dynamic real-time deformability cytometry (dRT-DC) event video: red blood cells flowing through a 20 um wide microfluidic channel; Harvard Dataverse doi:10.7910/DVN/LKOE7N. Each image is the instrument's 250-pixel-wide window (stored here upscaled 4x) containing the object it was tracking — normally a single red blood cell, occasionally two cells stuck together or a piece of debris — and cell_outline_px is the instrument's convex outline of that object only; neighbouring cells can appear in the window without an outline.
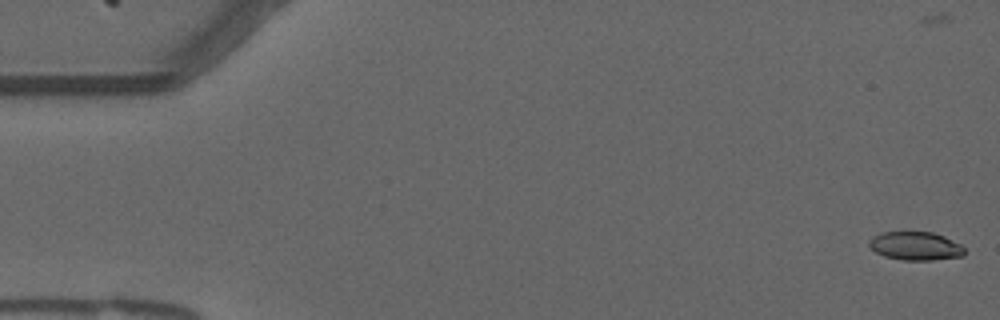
{"species": "common noctule bat (a hibernating species)", "species_latin": "Nyctalus noctula", "temperature_condition": "warm", "stored_images_in_passage": 55, "camera_frame_rate_fps": 3000, "um_per_image_px": 0.085, "animal": {"sex": "male", "forearm_length_mm": 52.5}, "frame": {"image": 1, "passage_image": 1, "time_ms": 0.0, "image_size_px": [1000, 320], "cell_outline_px": [[964, 256], [932, 260], [904, 260], [884, 256], [876, 252], [868, 244], [868, 240], [872, 236], [880, 232], [932, 232], [944, 236], [960, 244], [964, 248]], "centroid_in_image_um": [77.8, 20.9], "position_along_channel_um": 7.2, "area_um2": 15.84}}
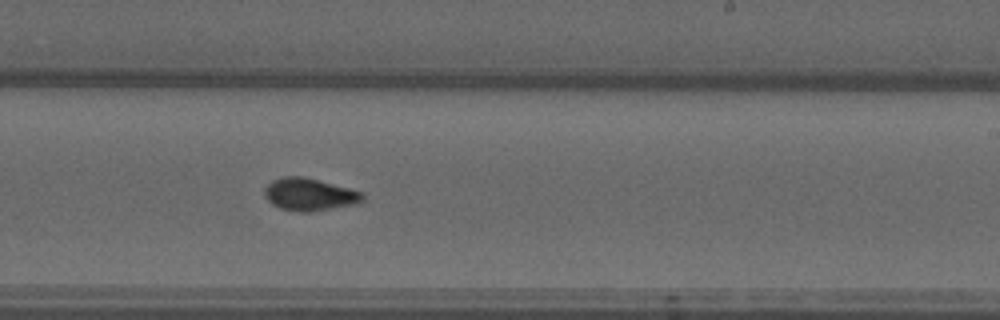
{"frame": {"image": 2, "passage_image": 33, "time_ms": 10.667, "image_size_px": [1000, 320], "cell_outline_px": [[364, 196], [356, 204], [312, 212], [300, 212], [280, 208], [272, 204], [264, 196], [264, 188], [272, 180], [284, 176], [304, 176], [348, 188], [360, 192]], "centroid_in_image_um": [26.25, 16.53], "position_along_channel_um": 262.8, "area_um2": 18.44}}
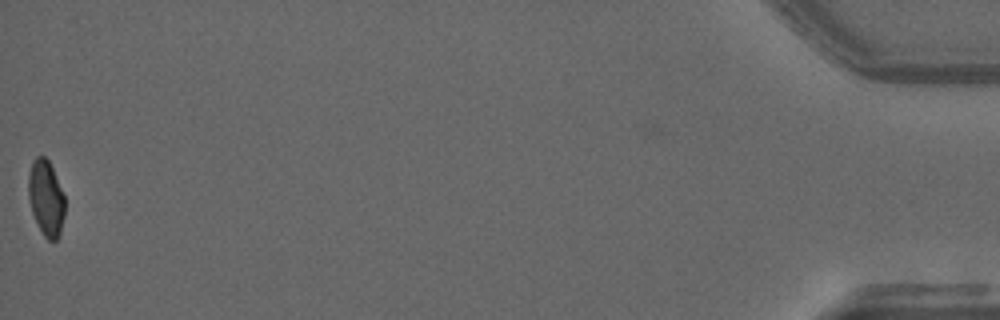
{"frame": {"image": 3, "passage_image": 55, "time_ms": 18.0, "image_size_px": [1000, 320], "cell_outline_px": [[64, 216], [60, 232], [56, 240], [48, 240], [44, 236], [32, 212], [28, 196], [28, 176], [32, 160], [36, 156], [44, 156], [48, 160], [52, 168], [64, 196]], "centroid_in_image_um": [3.89, 16.81], "position_along_channel_um": 431.3, "area_um2": 15.84}, "authors_computed_cell_mechanics": {"area_um2": 17.2244, "velocity_mm_per_s": 3.7224, "shape_relaxation_time_tau1_ms": null, "shape_relaxation_time_tau2_ms": 1.419, "deformation_change_tau1": null, "deformation_change_tau2": 0.0609}}